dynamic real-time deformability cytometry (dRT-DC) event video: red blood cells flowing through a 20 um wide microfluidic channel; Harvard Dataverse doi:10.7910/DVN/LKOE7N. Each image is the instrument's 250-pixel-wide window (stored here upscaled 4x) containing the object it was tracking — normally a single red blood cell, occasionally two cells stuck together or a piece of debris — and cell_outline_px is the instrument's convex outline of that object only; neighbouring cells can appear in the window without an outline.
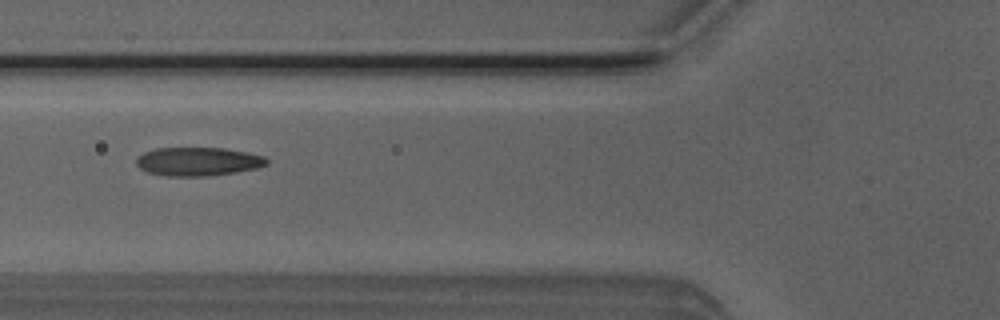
{"species": "Egyptian fruit bat (a non-hibernating species)", "species_latin": "Rousettus aegyptiacus", "temperature_condition": "room temperature", "stored_images_in_passage": 4, "camera_frame_rate_fps": 3000, "um_per_image_px": 0.085, "animal": {"sex": "male"}, "frame": {"image": 1, "passage_image": 4, "time_ms": 1.0, "image_size_px": [1000, 320], "cell_outline_px": [[268, 164], [256, 168], [236, 172], [208, 176], [168, 176], [148, 172], [140, 168], [136, 164], [136, 156], [144, 152], [156, 148], [224, 148], [248, 152], [264, 156], [268, 160]], "centroid_in_image_um": [16.83, 13.72], "position_along_channel_um": 109.0, "area_um2": 21.79}}